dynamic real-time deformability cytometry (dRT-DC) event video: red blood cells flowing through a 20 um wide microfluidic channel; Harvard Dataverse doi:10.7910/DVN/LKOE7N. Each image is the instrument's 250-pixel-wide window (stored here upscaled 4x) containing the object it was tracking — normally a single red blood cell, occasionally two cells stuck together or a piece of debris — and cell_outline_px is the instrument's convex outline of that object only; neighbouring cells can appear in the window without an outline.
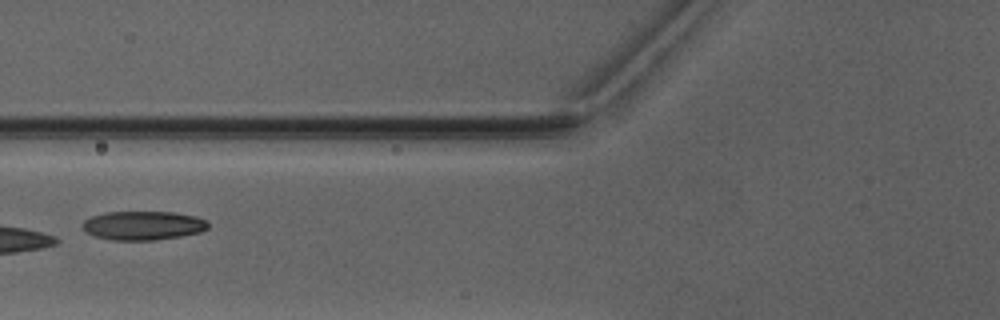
{"species": "Egyptian fruit bat (a non-hibernating species)", "species_latin": "Rousettus aegyptiacus", "temperature_condition": "warm", "stored_images_in_passage": 7, "camera_frame_rate_fps": 3000, "um_per_image_px": 0.085, "animal": {"sex": "male"}, "frame": {"image": 1, "passage_image": 6, "time_ms": 7.0, "image_size_px": [1000, 320], "cell_outline_px": [[208, 228], [200, 232], [180, 236], [152, 240], [112, 240], [96, 236], [84, 232], [80, 228], [80, 224], [84, 220], [92, 216], [104, 212], [172, 212], [196, 216], [208, 220]], "centroid_in_image_um": [12.12, 19.16], "position_along_channel_um": 113.7, "area_um2": 21.33}}
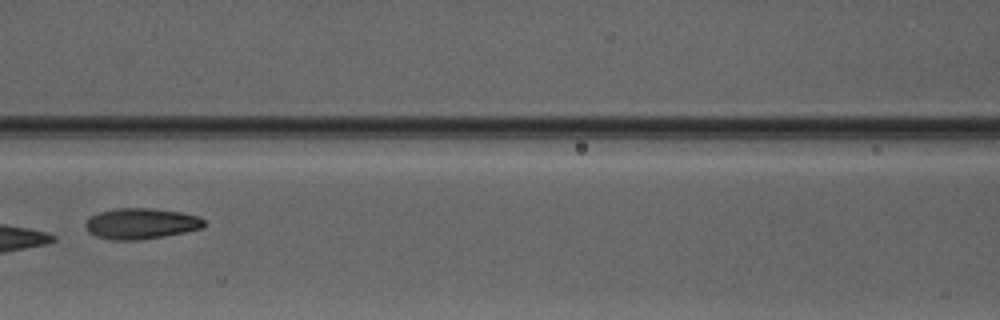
{"frame": {"image": 2, "passage_image": 7, "time_ms": 8.0, "image_size_px": [1000, 320], "cell_outline_px": [[204, 228], [164, 236], [140, 240], [112, 240], [96, 236], [88, 232], [84, 224], [88, 216], [100, 212], [116, 208], [152, 208], [180, 212], [200, 216], [204, 220]], "centroid_in_image_um": [11.97, 19.0], "position_along_channel_um": 154.6, "area_um2": 21.5}}